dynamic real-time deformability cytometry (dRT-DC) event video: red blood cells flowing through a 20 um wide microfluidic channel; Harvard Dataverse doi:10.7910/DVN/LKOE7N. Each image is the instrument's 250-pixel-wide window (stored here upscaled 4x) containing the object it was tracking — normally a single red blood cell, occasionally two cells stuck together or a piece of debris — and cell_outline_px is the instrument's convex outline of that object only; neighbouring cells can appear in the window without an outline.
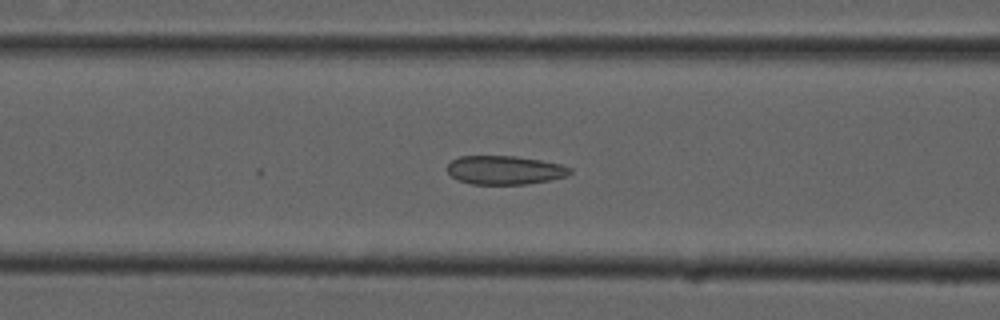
{"species": "common noctule bat (a hibernating species)", "species_latin": "Nyctalus noctula", "temperature_condition": "cold", "stored_images_in_passage": 25, "camera_frame_rate_fps": 3000, "um_per_image_px": 0.085, "animal": {"sex": "male", "forearm_length_mm": 52.5}, "frame": {"image": 1, "passage_image": 21, "time_ms": 6.667, "image_size_px": [1000, 320], "cell_outline_px": [[572, 172], [564, 176], [548, 180], [524, 184], [472, 184], [456, 180], [448, 172], [448, 164], [452, 160], [460, 156], [516, 156], [540, 160], [560, 164], [572, 168]], "centroid_in_image_um": [42.88, 14.45], "position_along_channel_um": 123.7, "area_um2": 20.4}}
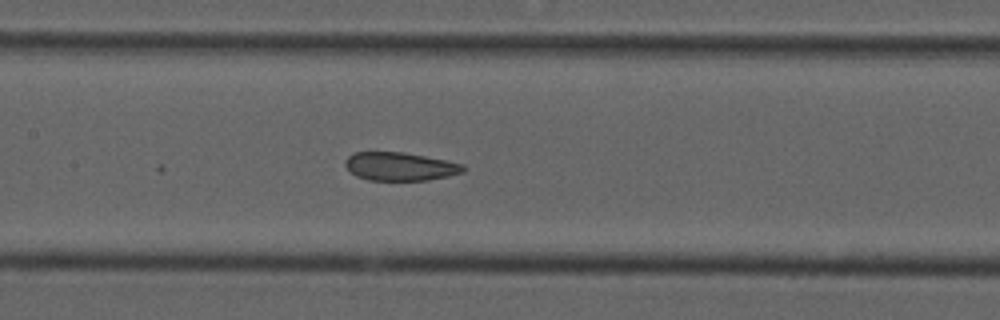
{"frame": {"image": 2, "passage_image": 25, "time_ms": 8.0, "image_size_px": [1000, 320], "cell_outline_px": [[468, 168], [464, 172], [448, 176], [428, 180], [368, 180], [356, 176], [344, 164], [344, 160], [352, 152], [404, 152], [464, 164]], "centroid_in_image_um": [34.01, 14.15], "position_along_channel_um": 173.4, "area_um2": 19.54}}